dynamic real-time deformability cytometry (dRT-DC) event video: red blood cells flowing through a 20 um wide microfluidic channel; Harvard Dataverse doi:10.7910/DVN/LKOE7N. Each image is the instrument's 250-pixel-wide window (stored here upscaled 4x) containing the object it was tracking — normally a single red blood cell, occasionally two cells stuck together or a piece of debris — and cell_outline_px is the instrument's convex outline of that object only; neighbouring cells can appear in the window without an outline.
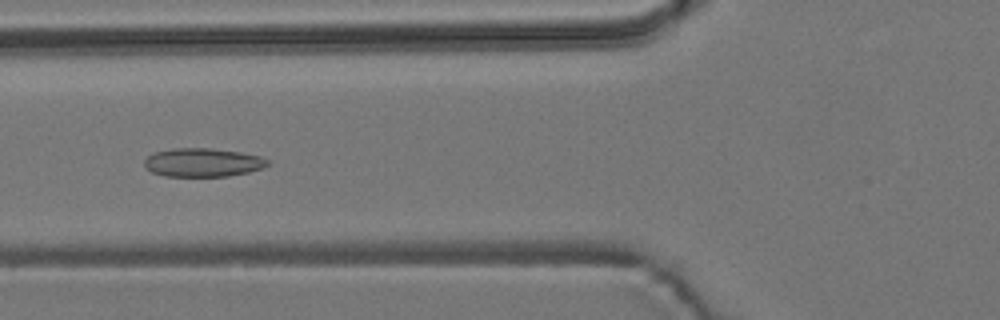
{"species": "common noctule bat (a hibernating species)", "species_latin": "Nyctalus noctula", "temperature_condition": "room temperature", "stored_images_in_passage": 55, "camera_frame_rate_fps": 3000, "um_per_image_px": 0.085, "animal": {"sex": "male", "body_mass_g": 19.2, "forearm_length_mm": 51.8}, "frame": {"image": 1, "passage_image": 21, "time_ms": 6.667, "image_size_px": [1000, 320], "cell_outline_px": [[268, 164], [264, 168], [248, 172], [228, 176], [164, 176], [152, 172], [144, 164], [144, 160], [148, 156], [156, 152], [172, 148], [212, 148], [240, 152], [260, 156], [268, 160]], "centroid_in_image_um": [17.25, 13.81], "position_along_channel_um": 108.6, "area_um2": 20.46}}
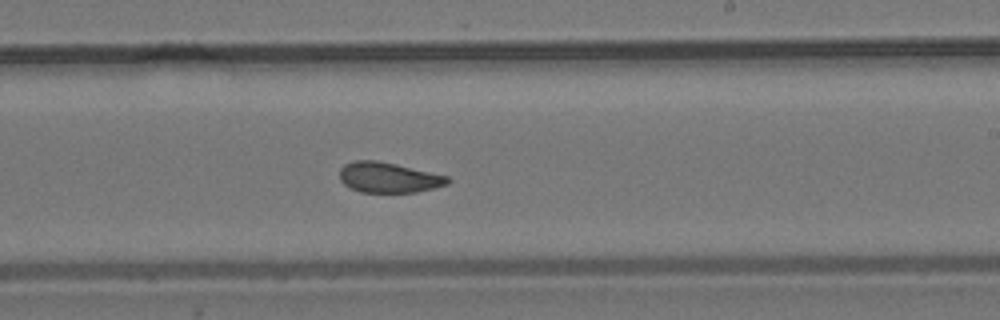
{"frame": {"image": 2, "passage_image": 33, "time_ms": 10.667, "image_size_px": [1000, 320], "cell_outline_px": [[452, 180], [448, 184], [416, 192], [360, 192], [344, 184], [340, 180], [340, 168], [344, 164], [356, 160], [376, 160], [396, 164], [448, 176]], "centroid_in_image_um": [33.02, 15.08], "position_along_channel_um": 256.0, "area_um2": 19.02}}
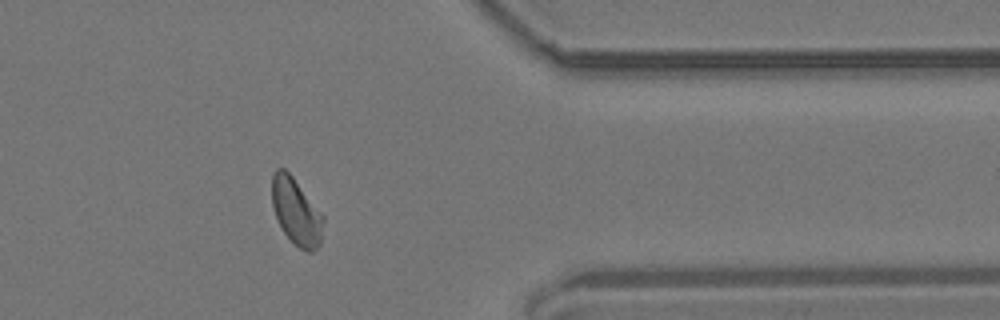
{"frame": {"image": 3, "passage_image": 45, "time_ms": 14.667, "image_size_px": [1000, 320], "cell_outline_px": [[324, 220], [320, 244], [312, 252], [308, 252], [300, 248], [284, 232], [276, 216], [272, 204], [272, 176], [276, 168], [284, 168], [292, 176], [324, 216]], "centroid_in_image_um": [25.18, 17.98], "position_along_channel_um": 386.2, "area_um2": 19.59}, "authors_computed_cell_mechanics": {"area_um2": 20.0566, "velocity_mm_per_s": 3.6832, "shape_relaxation_time_tau1_ms": null, "shape_relaxation_time_tau2_ms": 1.6601, "deformation_change_tau1": null, "deformation_change_tau2": 0.0674}}